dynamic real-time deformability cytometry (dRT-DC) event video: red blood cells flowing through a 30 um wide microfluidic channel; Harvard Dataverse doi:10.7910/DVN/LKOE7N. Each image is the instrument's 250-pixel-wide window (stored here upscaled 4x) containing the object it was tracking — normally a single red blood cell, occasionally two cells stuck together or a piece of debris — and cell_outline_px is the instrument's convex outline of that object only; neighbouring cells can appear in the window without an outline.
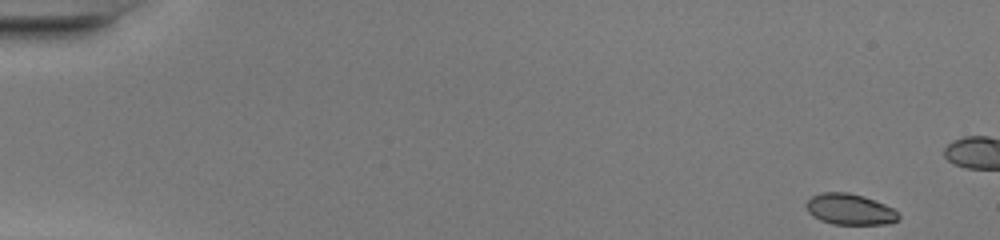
{"species": "common noctule bat (a hibernating species)", "species_latin": "Nyctalus noctula", "temperature_condition": "warm", "stored_images_in_passage": 42, "camera_frame_rate_fps": 3000, "um_per_image_px": 0.085, "animal": {"sex": "female", "body_mass_g": 20.0, "forearm_length_mm": 54.0}, "frame": {"image": 1, "passage_image": 1, "time_ms": 0.0, "image_size_px": [1000, 240], "cell_outline_px": [[900, 220], [888, 224], [832, 224], [820, 220], [812, 216], [808, 212], [804, 204], [812, 196], [820, 192], [848, 192], [864, 196], [884, 204], [892, 208], [900, 216]], "centroid_in_image_um": [72.21, 17.79], "position_along_channel_um": 12.8, "area_um2": 16.82}}
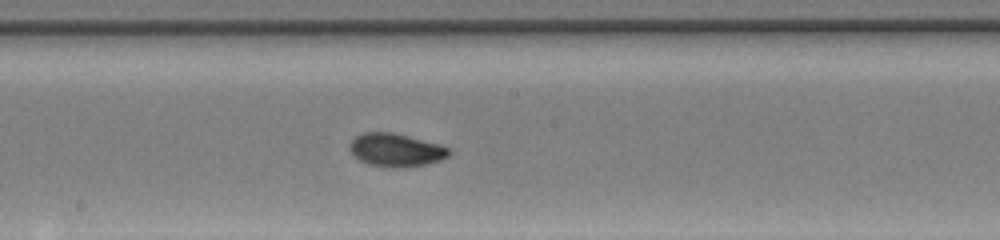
{"frame": {"image": 2, "passage_image": 26, "time_ms": 8.333, "image_size_px": [1000, 240], "cell_outline_px": [[452, 152], [448, 156], [440, 160], [424, 164], [404, 168], [392, 168], [368, 164], [360, 160], [348, 148], [348, 144], [356, 136], [364, 132], [392, 132], [440, 144], [448, 148]], "centroid_in_image_um": [33.64, 12.75], "position_along_channel_um": 214.6, "area_um2": 19.19}}
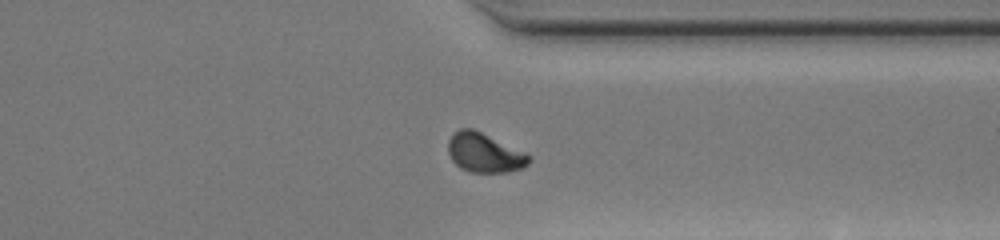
{"frame": {"image": 3, "passage_image": 37, "time_ms": 12.0, "image_size_px": [1000, 240], "cell_outline_px": [[532, 160], [524, 168], [508, 172], [468, 172], [460, 168], [452, 160], [448, 152], [448, 140], [460, 128], [472, 128], [524, 152], [532, 156]], "centroid_in_image_um": [41.19, 13.01], "position_along_channel_um": 370.2, "area_um2": 18.44}, "authors_computed_cell_mechanics": {"area_um2": 18.6116, "velocity_mm_per_s": 4.2546, "shape_relaxation_time_tau1_ms": 3.2159, "shape_relaxation_time_tau2_ms": 0.8757, "deformation_change_tau1": 0.1478, "deformation_change_tau2": 0.0431}}